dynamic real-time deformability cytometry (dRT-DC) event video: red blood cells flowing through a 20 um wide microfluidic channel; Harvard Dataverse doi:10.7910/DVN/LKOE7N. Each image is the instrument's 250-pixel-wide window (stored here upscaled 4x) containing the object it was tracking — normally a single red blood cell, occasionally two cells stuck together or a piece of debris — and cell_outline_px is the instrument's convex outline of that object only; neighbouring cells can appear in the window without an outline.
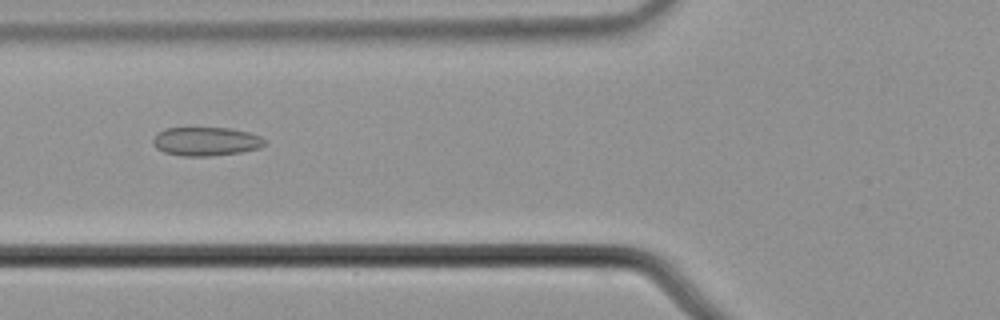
{"species": "common noctule bat (a hibernating species)", "species_latin": "Nyctalus noctula", "temperature_condition": "cold", "stored_images_in_passage": 56, "camera_frame_rate_fps": 3000, "um_per_image_px": 0.085, "animal": {"sex": "male", "body_mass_g": 21.5, "forearm_length_mm": 52.0}, "frame": {"image": 1, "passage_image": 22, "time_ms": 7.0, "image_size_px": [1000, 320], "cell_outline_px": [[264, 144], [260, 148], [240, 152], [208, 156], [184, 156], [164, 152], [156, 148], [152, 140], [164, 128], [232, 128], [248, 132], [260, 136], [264, 140]], "centroid_in_image_um": [17.51, 12.02], "position_along_channel_um": 108.3, "area_um2": 18.5}}
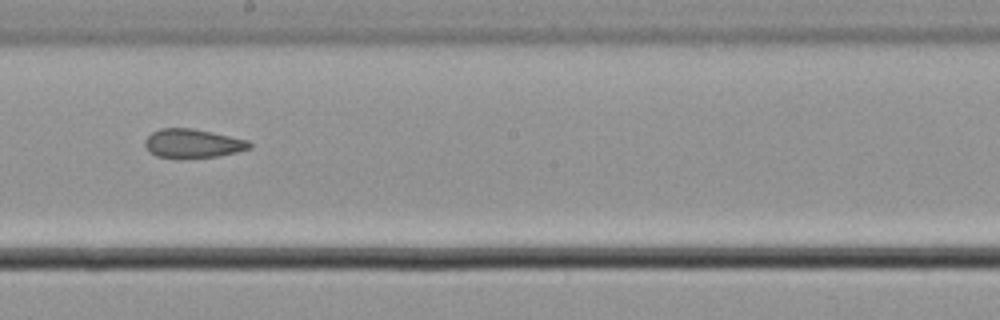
{"frame": {"image": 2, "passage_image": 32, "time_ms": 10.333, "image_size_px": [1000, 320], "cell_outline_px": [[252, 148], [236, 152], [216, 156], [156, 156], [148, 152], [144, 144], [144, 140], [152, 132], [160, 128], [192, 128], [212, 132], [248, 140], [252, 144]], "centroid_in_image_um": [16.38, 12.16], "position_along_channel_um": 231.8, "area_um2": 17.17}}
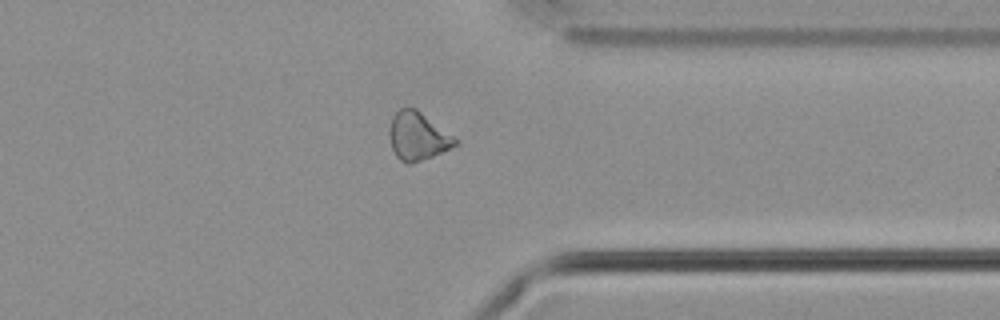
{"frame": {"image": 3, "passage_image": 44, "time_ms": 14.333, "image_size_px": [1000, 320], "cell_outline_px": [[460, 144], [432, 156], [412, 164], [408, 164], [400, 160], [396, 156], [392, 148], [388, 136], [388, 128], [392, 116], [400, 108], [416, 108], [452, 136]], "centroid_in_image_um": [35.45, 11.59], "position_along_channel_um": 375.9, "area_um2": 18.32}, "authors_computed_cell_mechanics": {"area_um2": 19.2474, "velocity_mm_per_s": 3.7036, "shape_relaxation_time_tau1_ms": null, "shape_relaxation_time_tau2_ms": 3.4732, "deformation_change_tau1": null, "deformation_change_tau2": 0.1074}}